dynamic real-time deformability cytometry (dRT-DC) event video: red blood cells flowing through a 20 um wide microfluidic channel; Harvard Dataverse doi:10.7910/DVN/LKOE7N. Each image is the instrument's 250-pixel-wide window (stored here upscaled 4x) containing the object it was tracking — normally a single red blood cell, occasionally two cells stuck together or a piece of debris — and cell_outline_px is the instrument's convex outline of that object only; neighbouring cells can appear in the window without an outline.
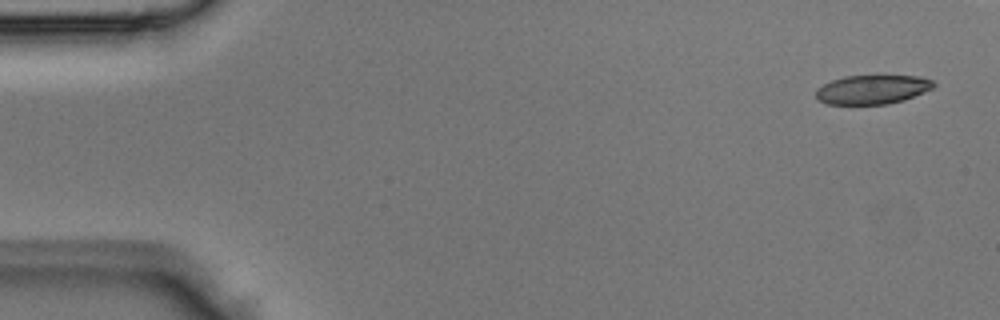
{"species": "Egyptian fruit bat (a non-hibernating species)", "species_latin": "Rousettus aegyptiacus", "temperature_condition": "room temperature", "stored_images_in_passage": 6, "camera_frame_rate_fps": 3000, "um_per_image_px": 0.085, "animal": {"sex": "male"}, "frame": {"image": 1, "passage_image": 1, "time_ms": 0.0, "image_size_px": [1000, 320], "cell_outline_px": [[936, 84], [932, 88], [904, 100], [888, 104], [828, 104], [816, 100], [816, 88], [832, 80], [844, 76], [916, 76], [932, 80]], "centroid_in_image_um": [74.11, 7.61], "position_along_channel_um": 10.9, "area_um2": 19.83}}
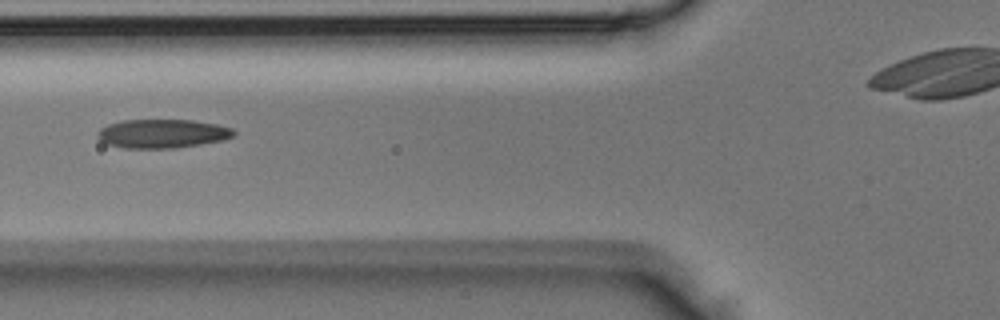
{"frame": {"image": 2, "passage_image": 5, "time_ms": 1.333, "image_size_px": [1000, 320], "cell_outline_px": [[236, 136], [224, 140], [176, 148], [124, 148], [108, 144], [100, 140], [96, 136], [96, 132], [100, 128], [108, 124], [124, 120], [192, 120], [216, 124], [232, 128], [236, 132]], "centroid_in_image_um": [13.81, 11.36], "position_along_channel_um": 112.0, "area_um2": 23.0}}